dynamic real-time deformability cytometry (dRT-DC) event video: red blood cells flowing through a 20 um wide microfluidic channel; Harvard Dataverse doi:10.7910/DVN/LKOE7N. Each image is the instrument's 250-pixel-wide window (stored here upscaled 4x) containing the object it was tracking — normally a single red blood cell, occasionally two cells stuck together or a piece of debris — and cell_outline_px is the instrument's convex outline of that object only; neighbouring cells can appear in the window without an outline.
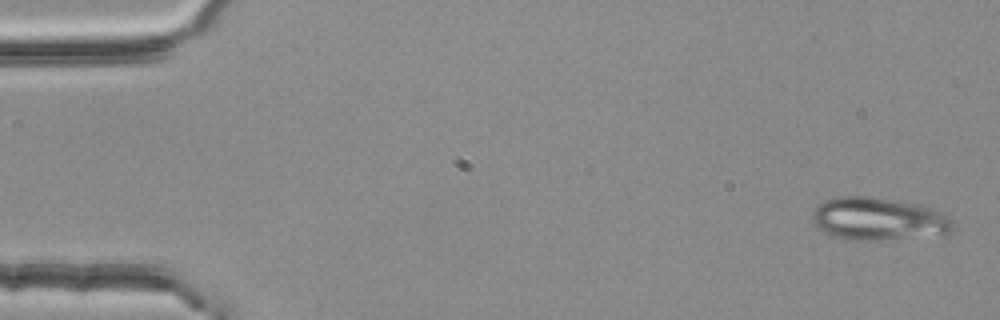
{"species": "common noctule bat (a hibernating species)", "species_latin": "Nyctalus noctula", "temperature_condition": "room temperature", "stored_images_in_passage": 4, "camera_frame_rate_fps": 3000, "um_per_image_px": 0.085, "animal": {"sex": "female", "body_mass_g": 25.1}, "frame": {"image": 1, "passage_image": 1, "time_ms": 0.0, "image_size_px": [1000, 320], "cell_outline_px": [[956, 228], [948, 232], [880, 240], [852, 240], [832, 236], [824, 232], [812, 220], [812, 212], [824, 200], [836, 196], [872, 196], [896, 200], [932, 208], [940, 212], [952, 220]], "centroid_in_image_um": [74.61, 18.59], "position_along_channel_um": 10.4, "area_um2": 34.56}}